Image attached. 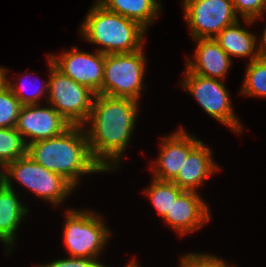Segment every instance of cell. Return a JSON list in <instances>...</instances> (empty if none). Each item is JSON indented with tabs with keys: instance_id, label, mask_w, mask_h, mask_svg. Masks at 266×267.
<instances>
[{
	"instance_id": "6da1fadb",
	"label": "cell",
	"mask_w": 266,
	"mask_h": 267,
	"mask_svg": "<svg viewBox=\"0 0 266 267\" xmlns=\"http://www.w3.org/2000/svg\"><path fill=\"white\" fill-rule=\"evenodd\" d=\"M137 102L131 98L94 95L87 120L91 121V128L86 134L90 154L104 171L120 161L135 126Z\"/></svg>"
},
{
	"instance_id": "7a4b0ae2",
	"label": "cell",
	"mask_w": 266,
	"mask_h": 267,
	"mask_svg": "<svg viewBox=\"0 0 266 267\" xmlns=\"http://www.w3.org/2000/svg\"><path fill=\"white\" fill-rule=\"evenodd\" d=\"M82 128L71 125L59 136L28 144L27 155L46 169L60 174L75 187L79 175L104 171L92 158L87 134Z\"/></svg>"
},
{
	"instance_id": "3957f363",
	"label": "cell",
	"mask_w": 266,
	"mask_h": 267,
	"mask_svg": "<svg viewBox=\"0 0 266 267\" xmlns=\"http://www.w3.org/2000/svg\"><path fill=\"white\" fill-rule=\"evenodd\" d=\"M85 22V23H84ZM80 28L82 37L105 46L101 53H132L142 49L145 29L136 21L105 9L98 2L92 7Z\"/></svg>"
},
{
	"instance_id": "277c9868",
	"label": "cell",
	"mask_w": 266,
	"mask_h": 267,
	"mask_svg": "<svg viewBox=\"0 0 266 267\" xmlns=\"http://www.w3.org/2000/svg\"><path fill=\"white\" fill-rule=\"evenodd\" d=\"M143 50L105 55L101 94L138 101L145 72Z\"/></svg>"
},
{
	"instance_id": "5b68a950",
	"label": "cell",
	"mask_w": 266,
	"mask_h": 267,
	"mask_svg": "<svg viewBox=\"0 0 266 267\" xmlns=\"http://www.w3.org/2000/svg\"><path fill=\"white\" fill-rule=\"evenodd\" d=\"M48 60L51 70L48 81L49 103L71 125L84 126L90 117L93 95L96 94L59 71L50 56Z\"/></svg>"
},
{
	"instance_id": "8992f818",
	"label": "cell",
	"mask_w": 266,
	"mask_h": 267,
	"mask_svg": "<svg viewBox=\"0 0 266 267\" xmlns=\"http://www.w3.org/2000/svg\"><path fill=\"white\" fill-rule=\"evenodd\" d=\"M3 169L0 179H11L12 176L37 196L55 205L74 188L63 176L36 163L28 155L8 163Z\"/></svg>"
},
{
	"instance_id": "52a82bcc",
	"label": "cell",
	"mask_w": 266,
	"mask_h": 267,
	"mask_svg": "<svg viewBox=\"0 0 266 267\" xmlns=\"http://www.w3.org/2000/svg\"><path fill=\"white\" fill-rule=\"evenodd\" d=\"M64 228L65 245L71 257L96 259L109 237V231L96 214L68 210Z\"/></svg>"
},
{
	"instance_id": "ba28073f",
	"label": "cell",
	"mask_w": 266,
	"mask_h": 267,
	"mask_svg": "<svg viewBox=\"0 0 266 267\" xmlns=\"http://www.w3.org/2000/svg\"><path fill=\"white\" fill-rule=\"evenodd\" d=\"M183 8L195 40L214 39L238 21L232 0H184Z\"/></svg>"
},
{
	"instance_id": "9c48e42d",
	"label": "cell",
	"mask_w": 266,
	"mask_h": 267,
	"mask_svg": "<svg viewBox=\"0 0 266 267\" xmlns=\"http://www.w3.org/2000/svg\"><path fill=\"white\" fill-rule=\"evenodd\" d=\"M183 86L211 117L240 133L241 125L232 111L225 85L219 79L203 77L188 69Z\"/></svg>"
},
{
	"instance_id": "30bf717a",
	"label": "cell",
	"mask_w": 266,
	"mask_h": 267,
	"mask_svg": "<svg viewBox=\"0 0 266 267\" xmlns=\"http://www.w3.org/2000/svg\"><path fill=\"white\" fill-rule=\"evenodd\" d=\"M54 66L64 75L78 84L88 87L95 94H101L105 54L97 50L96 54L78 51L60 54V58L50 55Z\"/></svg>"
},
{
	"instance_id": "8fae6325",
	"label": "cell",
	"mask_w": 266,
	"mask_h": 267,
	"mask_svg": "<svg viewBox=\"0 0 266 267\" xmlns=\"http://www.w3.org/2000/svg\"><path fill=\"white\" fill-rule=\"evenodd\" d=\"M70 126L71 124L53 106L40 108L38 104H34L22 106L15 128L28 145L59 136ZM24 136L32 137V139L27 142Z\"/></svg>"
},
{
	"instance_id": "7c38bea8",
	"label": "cell",
	"mask_w": 266,
	"mask_h": 267,
	"mask_svg": "<svg viewBox=\"0 0 266 267\" xmlns=\"http://www.w3.org/2000/svg\"><path fill=\"white\" fill-rule=\"evenodd\" d=\"M208 209L196 191L183 190L172 203L164 221L184 235L210 220Z\"/></svg>"
},
{
	"instance_id": "4fadbf2b",
	"label": "cell",
	"mask_w": 266,
	"mask_h": 267,
	"mask_svg": "<svg viewBox=\"0 0 266 267\" xmlns=\"http://www.w3.org/2000/svg\"><path fill=\"white\" fill-rule=\"evenodd\" d=\"M184 131L181 128L171 136L162 139L161 153L156 161L157 168L155 167L154 170L155 179L172 181L182 169L190 151L200 142Z\"/></svg>"
},
{
	"instance_id": "5bb4252c",
	"label": "cell",
	"mask_w": 266,
	"mask_h": 267,
	"mask_svg": "<svg viewBox=\"0 0 266 267\" xmlns=\"http://www.w3.org/2000/svg\"><path fill=\"white\" fill-rule=\"evenodd\" d=\"M195 61H189L187 69L194 74L208 78L225 77L231 65V58L214 39H196Z\"/></svg>"
},
{
	"instance_id": "9a60e30c",
	"label": "cell",
	"mask_w": 266,
	"mask_h": 267,
	"mask_svg": "<svg viewBox=\"0 0 266 267\" xmlns=\"http://www.w3.org/2000/svg\"><path fill=\"white\" fill-rule=\"evenodd\" d=\"M211 151L200 141L189 153L182 169L172 180L183 190L195 191L213 171L219 169L211 158Z\"/></svg>"
},
{
	"instance_id": "2e32d148",
	"label": "cell",
	"mask_w": 266,
	"mask_h": 267,
	"mask_svg": "<svg viewBox=\"0 0 266 267\" xmlns=\"http://www.w3.org/2000/svg\"><path fill=\"white\" fill-rule=\"evenodd\" d=\"M10 179H0V240L10 247L23 216L28 213L13 190Z\"/></svg>"
},
{
	"instance_id": "e0dca14e",
	"label": "cell",
	"mask_w": 266,
	"mask_h": 267,
	"mask_svg": "<svg viewBox=\"0 0 266 267\" xmlns=\"http://www.w3.org/2000/svg\"><path fill=\"white\" fill-rule=\"evenodd\" d=\"M239 21L225 27L214 40L219 46L231 56L251 57L250 61L261 57L259 49H256V37L244 28L239 27ZM255 51V52H254Z\"/></svg>"
},
{
	"instance_id": "ac0fdd59",
	"label": "cell",
	"mask_w": 266,
	"mask_h": 267,
	"mask_svg": "<svg viewBox=\"0 0 266 267\" xmlns=\"http://www.w3.org/2000/svg\"><path fill=\"white\" fill-rule=\"evenodd\" d=\"M97 2L111 12L136 21L144 29H147L148 23H153L161 6L157 0H97Z\"/></svg>"
},
{
	"instance_id": "d6986e66",
	"label": "cell",
	"mask_w": 266,
	"mask_h": 267,
	"mask_svg": "<svg viewBox=\"0 0 266 267\" xmlns=\"http://www.w3.org/2000/svg\"><path fill=\"white\" fill-rule=\"evenodd\" d=\"M26 155L27 144L16 128H0V167Z\"/></svg>"
},
{
	"instance_id": "ffe728a7",
	"label": "cell",
	"mask_w": 266,
	"mask_h": 267,
	"mask_svg": "<svg viewBox=\"0 0 266 267\" xmlns=\"http://www.w3.org/2000/svg\"><path fill=\"white\" fill-rule=\"evenodd\" d=\"M153 180L151 187L146 192L157 212L164 218L168 211H170L172 203L183 189L179 188L172 181H163L155 178Z\"/></svg>"
},
{
	"instance_id": "44dd1931",
	"label": "cell",
	"mask_w": 266,
	"mask_h": 267,
	"mask_svg": "<svg viewBox=\"0 0 266 267\" xmlns=\"http://www.w3.org/2000/svg\"><path fill=\"white\" fill-rule=\"evenodd\" d=\"M246 72L242 94L266 97V56L250 61Z\"/></svg>"
},
{
	"instance_id": "7402d4cb",
	"label": "cell",
	"mask_w": 266,
	"mask_h": 267,
	"mask_svg": "<svg viewBox=\"0 0 266 267\" xmlns=\"http://www.w3.org/2000/svg\"><path fill=\"white\" fill-rule=\"evenodd\" d=\"M22 106L8 86L3 88L0 91V128L15 127Z\"/></svg>"
},
{
	"instance_id": "603a6c76",
	"label": "cell",
	"mask_w": 266,
	"mask_h": 267,
	"mask_svg": "<svg viewBox=\"0 0 266 267\" xmlns=\"http://www.w3.org/2000/svg\"><path fill=\"white\" fill-rule=\"evenodd\" d=\"M235 12L241 13L247 24L254 19L261 18L263 10H266V0H232Z\"/></svg>"
},
{
	"instance_id": "cb8c5ba5",
	"label": "cell",
	"mask_w": 266,
	"mask_h": 267,
	"mask_svg": "<svg viewBox=\"0 0 266 267\" xmlns=\"http://www.w3.org/2000/svg\"><path fill=\"white\" fill-rule=\"evenodd\" d=\"M18 87L12 85V83H9L7 81V86L11 90V92L14 94V96L21 102L22 105H34L38 104V98L41 97V94L45 92L44 90H48V83L45 84V86H42L37 91H34L31 95H25L24 89L26 88V84L23 85V83L17 84ZM21 85V86H20ZM14 86V87H13ZM24 88V89H23Z\"/></svg>"
},
{
	"instance_id": "d4e9b609",
	"label": "cell",
	"mask_w": 266,
	"mask_h": 267,
	"mask_svg": "<svg viewBox=\"0 0 266 267\" xmlns=\"http://www.w3.org/2000/svg\"><path fill=\"white\" fill-rule=\"evenodd\" d=\"M38 267H105L96 261V259L69 257L67 259L55 260Z\"/></svg>"
},
{
	"instance_id": "484cf974",
	"label": "cell",
	"mask_w": 266,
	"mask_h": 267,
	"mask_svg": "<svg viewBox=\"0 0 266 267\" xmlns=\"http://www.w3.org/2000/svg\"><path fill=\"white\" fill-rule=\"evenodd\" d=\"M186 257L196 266V267H229L227 263L221 259L205 254H189Z\"/></svg>"
},
{
	"instance_id": "4316f807",
	"label": "cell",
	"mask_w": 266,
	"mask_h": 267,
	"mask_svg": "<svg viewBox=\"0 0 266 267\" xmlns=\"http://www.w3.org/2000/svg\"><path fill=\"white\" fill-rule=\"evenodd\" d=\"M5 68L0 67V91L7 86V79L5 77Z\"/></svg>"
},
{
	"instance_id": "83f0119b",
	"label": "cell",
	"mask_w": 266,
	"mask_h": 267,
	"mask_svg": "<svg viewBox=\"0 0 266 267\" xmlns=\"http://www.w3.org/2000/svg\"><path fill=\"white\" fill-rule=\"evenodd\" d=\"M262 43L259 48V51L261 53V56H266V28L264 29L263 37H262Z\"/></svg>"
},
{
	"instance_id": "f1b7e54d",
	"label": "cell",
	"mask_w": 266,
	"mask_h": 267,
	"mask_svg": "<svg viewBox=\"0 0 266 267\" xmlns=\"http://www.w3.org/2000/svg\"><path fill=\"white\" fill-rule=\"evenodd\" d=\"M181 267H196L186 256L181 259Z\"/></svg>"
},
{
	"instance_id": "f546056e",
	"label": "cell",
	"mask_w": 266,
	"mask_h": 267,
	"mask_svg": "<svg viewBox=\"0 0 266 267\" xmlns=\"http://www.w3.org/2000/svg\"><path fill=\"white\" fill-rule=\"evenodd\" d=\"M126 267H138L137 263L135 261H131V263L129 265H127Z\"/></svg>"
}]
</instances>
